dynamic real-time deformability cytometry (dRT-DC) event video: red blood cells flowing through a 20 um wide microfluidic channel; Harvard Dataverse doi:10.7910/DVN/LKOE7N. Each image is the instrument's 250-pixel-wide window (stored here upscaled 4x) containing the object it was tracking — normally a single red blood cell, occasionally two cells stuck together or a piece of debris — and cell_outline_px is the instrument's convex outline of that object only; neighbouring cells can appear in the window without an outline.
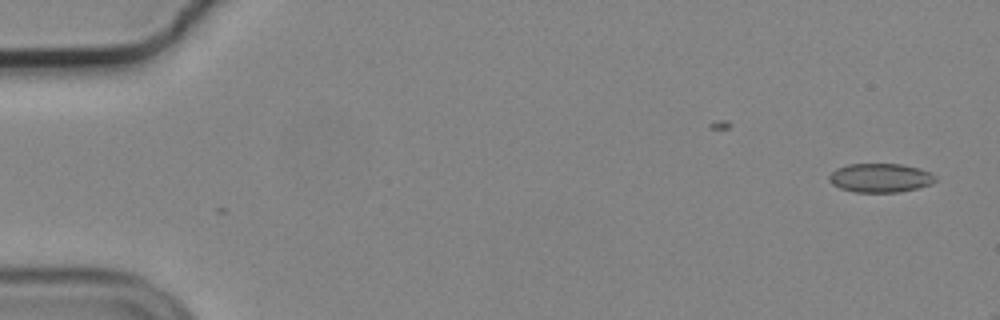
{"species": "common noctule bat (a hibernating species)", "species_latin": "Nyctalus noctula", "temperature_condition": "cold", "stored_images_in_passage": 4, "camera_frame_rate_fps": 3000, "um_per_image_px": 0.085, "animal": {"sex": "male", "body_mass_g": 19.2, "forearm_length_mm": 51.8}, "frame": {"image": 1, "passage_image": 4, "time_ms": 1.0, "image_size_px": [1000, 320], "cell_outline_px": [[936, 180], [932, 184], [900, 192], [852, 192], [840, 188], [832, 184], [828, 180], [828, 176], [836, 168], [848, 164], [900, 164], [920, 168], [932, 172], [936, 176]], "centroid_in_image_um": [74.83, 15.12], "position_along_channel_um": 10.2, "area_um2": 18.09}}